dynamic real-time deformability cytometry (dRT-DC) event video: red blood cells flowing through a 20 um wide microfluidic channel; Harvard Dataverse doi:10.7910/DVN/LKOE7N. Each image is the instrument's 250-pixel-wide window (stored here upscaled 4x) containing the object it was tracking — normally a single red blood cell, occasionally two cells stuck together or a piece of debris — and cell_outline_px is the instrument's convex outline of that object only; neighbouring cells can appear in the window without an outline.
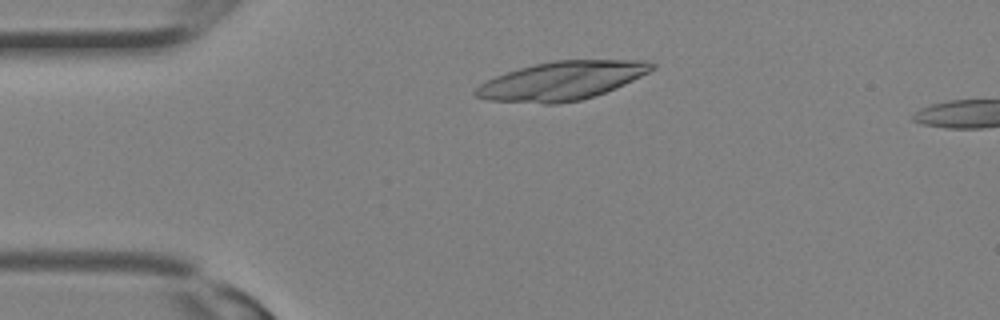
{"species": "Egyptian fruit bat (a non-hibernating species)", "species_latin": "Rousettus aegyptiacus", "temperature_condition": "room temperature", "stored_images_in_passage": 7, "camera_frame_rate_fps": 3000, "um_per_image_px": 0.085, "animal": {"sex": "female"}, "frame": {"image": 1, "passage_image": 5, "time_ms": 1.333, "image_size_px": [1000, 320], "cell_outline_px": [[656, 68], [616, 88], [596, 96], [580, 100], [556, 104], [544, 104], [488, 100], [476, 96], [472, 92], [480, 84], [496, 76], [520, 68], [552, 60], [648, 60], [656, 64]], "centroid_in_image_um": [47.77, 6.87], "position_along_channel_um": 37.2, "area_um2": 39.54}}